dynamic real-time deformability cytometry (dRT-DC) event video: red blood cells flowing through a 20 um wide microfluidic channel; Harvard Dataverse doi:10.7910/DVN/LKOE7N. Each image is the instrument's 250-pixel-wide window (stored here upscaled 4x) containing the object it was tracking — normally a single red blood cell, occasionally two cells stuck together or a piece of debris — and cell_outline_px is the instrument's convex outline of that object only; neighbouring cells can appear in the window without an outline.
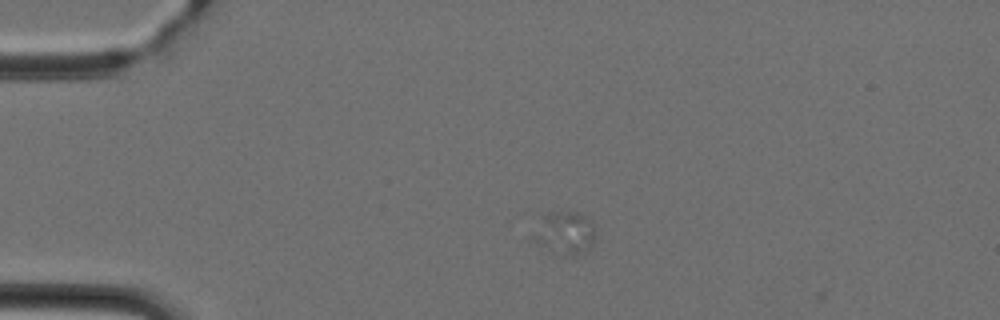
{"species": "Egyptian fruit bat (a non-hibernating species)", "species_latin": "Rousettus aegyptiacus", "temperature_condition": "cold", "stored_images_in_passage": 4, "camera_frame_rate_fps": 3000, "um_per_image_px": 0.085, "animal": {"sex": "female"}, "frame": {"image": 1, "passage_image": 3, "time_ms": 0.667, "image_size_px": [1000, 320], "cell_outline_px": [[596, 236], [592, 244], [584, 252], [576, 256], [552, 256], [532, 236], [544, 216], [548, 212], [576, 212], [588, 216], [596, 224]], "centroid_in_image_um": [48.08, 19.84], "position_along_channel_um": 36.9, "area_um2": 15.95}}